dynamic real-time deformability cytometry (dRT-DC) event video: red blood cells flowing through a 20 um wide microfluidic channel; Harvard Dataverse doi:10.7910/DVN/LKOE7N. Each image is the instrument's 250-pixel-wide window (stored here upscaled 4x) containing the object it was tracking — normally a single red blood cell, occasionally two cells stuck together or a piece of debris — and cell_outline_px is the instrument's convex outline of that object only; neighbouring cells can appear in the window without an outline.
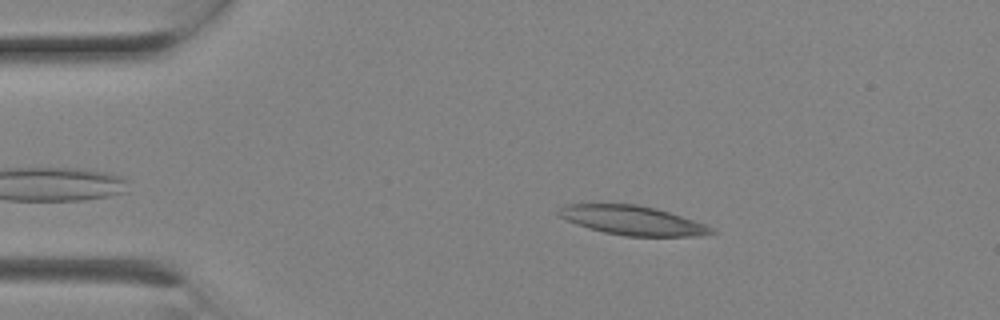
{"species": "Egyptian fruit bat (a non-hibernating species)", "species_latin": "Rousettus aegyptiacus", "temperature_condition": "room temperature", "stored_images_in_passage": 8, "camera_frame_rate_fps": 3000, "um_per_image_px": 0.085, "animal": {"sex": "female"}, "frame": {"image": 1, "passage_image": 3, "time_ms": 0.667, "image_size_px": [1000, 320], "cell_outline_px": [[716, 232], [696, 236], [624, 236], [604, 232], [588, 228], [576, 224], [560, 216], [556, 212], [564, 204], [636, 204], [656, 208], [704, 224], [712, 228]], "centroid_in_image_um": [53.72, 18.73], "position_along_channel_um": 31.3, "area_um2": 25.66}}
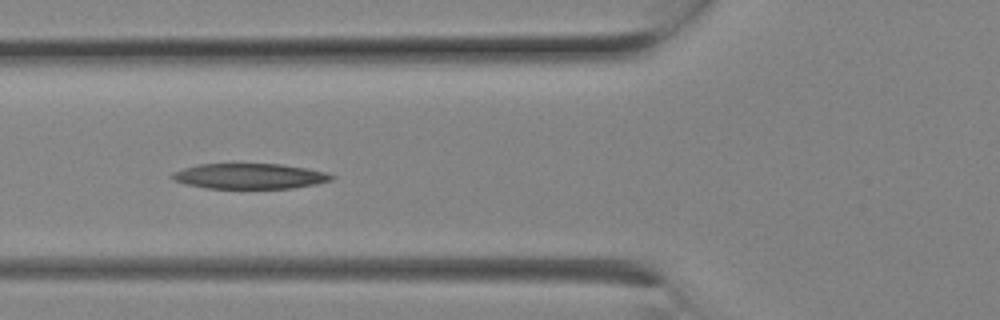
{"frame": {"image": 2, "passage_image": 7, "time_ms": 2.0, "image_size_px": [1000, 320], "cell_outline_px": [[336, 176], [332, 180], [316, 184], [292, 188], [208, 188], [184, 184], [172, 180], [168, 176], [172, 172], [196, 164], [280, 164], [308, 168], [328, 172]], "centroid_in_image_um": [21.21, 14.97], "position_along_channel_um": 104.6, "area_um2": 23.81}}
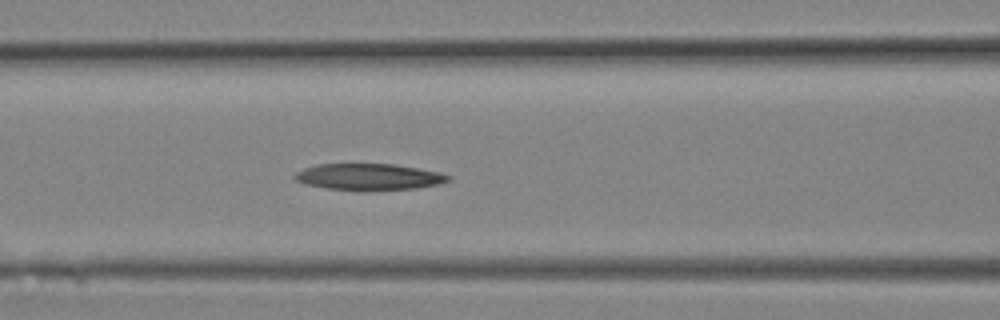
{"frame": {"image": 3, "passage_image": 8, "time_ms": 2.333, "image_size_px": [1000, 320], "cell_outline_px": [[452, 180], [440, 184], [416, 188], [364, 192], [360, 192], [328, 188], [304, 184], [296, 180], [292, 176], [296, 172], [304, 168], [316, 164], [392, 164], [440, 172], [452, 176]], "centroid_in_image_um": [31.36, 15.05], "position_along_channel_um": 135.2, "area_um2": 24.16}}